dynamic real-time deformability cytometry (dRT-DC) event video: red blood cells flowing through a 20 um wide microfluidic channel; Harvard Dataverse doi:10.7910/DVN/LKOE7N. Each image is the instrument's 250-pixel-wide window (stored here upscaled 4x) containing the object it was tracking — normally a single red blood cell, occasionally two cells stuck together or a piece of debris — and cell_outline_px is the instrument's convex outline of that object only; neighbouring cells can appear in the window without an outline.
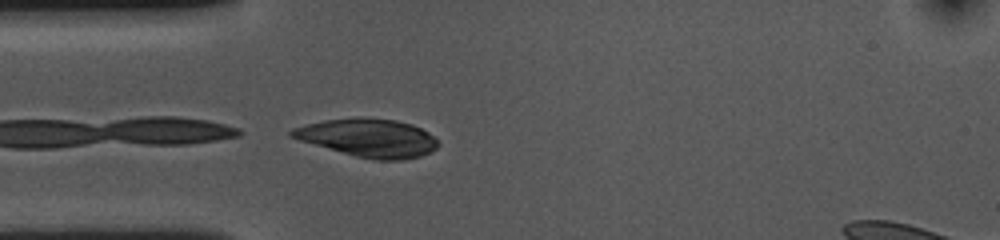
{"species": "common noctule bat (a hibernating species)", "species_latin": "Nyctalus noctula", "temperature_condition": "cold", "stored_images_in_passage": 14, "camera_frame_rate_fps": 3000, "um_per_image_px": 0.085, "animal": {"sex": "female", "body_mass_g": 10.0, "forearm_length_mm": 53.1}, "frame": {"image": 1, "passage_image": 14, "time_ms": 4.333, "image_size_px": [1000, 240], "cell_outline_px": [[440, 144], [436, 148], [420, 156], [400, 160], [376, 160], [356, 156], [300, 140], [288, 136], [288, 132], [292, 128], [324, 120], [356, 116], [360, 116], [396, 120], [412, 124], [428, 132]], "centroid_in_image_um": [31.29, 11.69], "position_along_channel_um": 53.7, "area_um2": 32.43}}